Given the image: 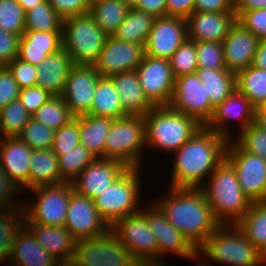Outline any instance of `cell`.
Returning a JSON list of instances; mask_svg holds the SVG:
<instances>
[{"mask_svg": "<svg viewBox=\"0 0 266 266\" xmlns=\"http://www.w3.org/2000/svg\"><path fill=\"white\" fill-rule=\"evenodd\" d=\"M237 21L260 41L266 40V9L245 11Z\"/></svg>", "mask_w": 266, "mask_h": 266, "instance_id": "cell-50", "label": "cell"}, {"mask_svg": "<svg viewBox=\"0 0 266 266\" xmlns=\"http://www.w3.org/2000/svg\"><path fill=\"white\" fill-rule=\"evenodd\" d=\"M144 55V45L123 42L113 36H108L93 66L101 77H110L136 70Z\"/></svg>", "mask_w": 266, "mask_h": 266, "instance_id": "cell-17", "label": "cell"}, {"mask_svg": "<svg viewBox=\"0 0 266 266\" xmlns=\"http://www.w3.org/2000/svg\"><path fill=\"white\" fill-rule=\"evenodd\" d=\"M144 119L146 148L155 147L170 154L203 126L195 118L179 113L170 106H154L144 115Z\"/></svg>", "mask_w": 266, "mask_h": 266, "instance_id": "cell-5", "label": "cell"}, {"mask_svg": "<svg viewBox=\"0 0 266 266\" xmlns=\"http://www.w3.org/2000/svg\"><path fill=\"white\" fill-rule=\"evenodd\" d=\"M255 109L250 100L236 88L222 103L214 107L213 113L204 127L231 140L233 135L230 133L227 122L232 119L236 121L241 133L247 126L255 122Z\"/></svg>", "mask_w": 266, "mask_h": 266, "instance_id": "cell-20", "label": "cell"}, {"mask_svg": "<svg viewBox=\"0 0 266 266\" xmlns=\"http://www.w3.org/2000/svg\"><path fill=\"white\" fill-rule=\"evenodd\" d=\"M255 124H266V103L255 109Z\"/></svg>", "mask_w": 266, "mask_h": 266, "instance_id": "cell-61", "label": "cell"}, {"mask_svg": "<svg viewBox=\"0 0 266 266\" xmlns=\"http://www.w3.org/2000/svg\"><path fill=\"white\" fill-rule=\"evenodd\" d=\"M169 61L174 78L194 74L198 69L196 42L187 39Z\"/></svg>", "mask_w": 266, "mask_h": 266, "instance_id": "cell-43", "label": "cell"}, {"mask_svg": "<svg viewBox=\"0 0 266 266\" xmlns=\"http://www.w3.org/2000/svg\"><path fill=\"white\" fill-rule=\"evenodd\" d=\"M195 73L204 83L206 95L213 107L222 103L237 88L236 74L228 69L198 68Z\"/></svg>", "mask_w": 266, "mask_h": 266, "instance_id": "cell-32", "label": "cell"}, {"mask_svg": "<svg viewBox=\"0 0 266 266\" xmlns=\"http://www.w3.org/2000/svg\"><path fill=\"white\" fill-rule=\"evenodd\" d=\"M153 201L168 221L199 250L220 223L201 188H172Z\"/></svg>", "mask_w": 266, "mask_h": 266, "instance_id": "cell-2", "label": "cell"}, {"mask_svg": "<svg viewBox=\"0 0 266 266\" xmlns=\"http://www.w3.org/2000/svg\"><path fill=\"white\" fill-rule=\"evenodd\" d=\"M90 115L117 119L126 116L118 92L109 77H101L95 89Z\"/></svg>", "mask_w": 266, "mask_h": 266, "instance_id": "cell-34", "label": "cell"}, {"mask_svg": "<svg viewBox=\"0 0 266 266\" xmlns=\"http://www.w3.org/2000/svg\"><path fill=\"white\" fill-rule=\"evenodd\" d=\"M198 256L197 266H210V260L227 266H262L261 251L236 224H220L198 250Z\"/></svg>", "mask_w": 266, "mask_h": 266, "instance_id": "cell-4", "label": "cell"}, {"mask_svg": "<svg viewBox=\"0 0 266 266\" xmlns=\"http://www.w3.org/2000/svg\"><path fill=\"white\" fill-rule=\"evenodd\" d=\"M62 24L48 0L25 12V31L62 32Z\"/></svg>", "mask_w": 266, "mask_h": 266, "instance_id": "cell-39", "label": "cell"}, {"mask_svg": "<svg viewBox=\"0 0 266 266\" xmlns=\"http://www.w3.org/2000/svg\"><path fill=\"white\" fill-rule=\"evenodd\" d=\"M101 76L93 65H73L61 98L74 117L90 114L97 83Z\"/></svg>", "mask_w": 266, "mask_h": 266, "instance_id": "cell-16", "label": "cell"}, {"mask_svg": "<svg viewBox=\"0 0 266 266\" xmlns=\"http://www.w3.org/2000/svg\"><path fill=\"white\" fill-rule=\"evenodd\" d=\"M32 118L53 130H58L75 117L61 96H53L32 115Z\"/></svg>", "mask_w": 266, "mask_h": 266, "instance_id": "cell-41", "label": "cell"}, {"mask_svg": "<svg viewBox=\"0 0 266 266\" xmlns=\"http://www.w3.org/2000/svg\"><path fill=\"white\" fill-rule=\"evenodd\" d=\"M201 189L220 224H236L252 204L240 188L235 168L226 158Z\"/></svg>", "mask_w": 266, "mask_h": 266, "instance_id": "cell-3", "label": "cell"}, {"mask_svg": "<svg viewBox=\"0 0 266 266\" xmlns=\"http://www.w3.org/2000/svg\"><path fill=\"white\" fill-rule=\"evenodd\" d=\"M20 90L7 66H0V109L19 98Z\"/></svg>", "mask_w": 266, "mask_h": 266, "instance_id": "cell-52", "label": "cell"}, {"mask_svg": "<svg viewBox=\"0 0 266 266\" xmlns=\"http://www.w3.org/2000/svg\"><path fill=\"white\" fill-rule=\"evenodd\" d=\"M225 158L233 165L240 188L252 202L266 201V160L245 151L232 138L228 140Z\"/></svg>", "mask_w": 266, "mask_h": 266, "instance_id": "cell-11", "label": "cell"}, {"mask_svg": "<svg viewBox=\"0 0 266 266\" xmlns=\"http://www.w3.org/2000/svg\"><path fill=\"white\" fill-rule=\"evenodd\" d=\"M10 259L20 266H60V262L36 241L25 225L17 233Z\"/></svg>", "mask_w": 266, "mask_h": 266, "instance_id": "cell-29", "label": "cell"}, {"mask_svg": "<svg viewBox=\"0 0 266 266\" xmlns=\"http://www.w3.org/2000/svg\"><path fill=\"white\" fill-rule=\"evenodd\" d=\"M187 39L186 19L173 16L156 17L144 46L145 54L169 60Z\"/></svg>", "mask_w": 266, "mask_h": 266, "instance_id": "cell-18", "label": "cell"}, {"mask_svg": "<svg viewBox=\"0 0 266 266\" xmlns=\"http://www.w3.org/2000/svg\"><path fill=\"white\" fill-rule=\"evenodd\" d=\"M31 118L19 98L12 100L0 109L1 137H17Z\"/></svg>", "mask_w": 266, "mask_h": 266, "instance_id": "cell-40", "label": "cell"}, {"mask_svg": "<svg viewBox=\"0 0 266 266\" xmlns=\"http://www.w3.org/2000/svg\"><path fill=\"white\" fill-rule=\"evenodd\" d=\"M258 125L261 129L266 131V124H256Z\"/></svg>", "mask_w": 266, "mask_h": 266, "instance_id": "cell-67", "label": "cell"}, {"mask_svg": "<svg viewBox=\"0 0 266 266\" xmlns=\"http://www.w3.org/2000/svg\"><path fill=\"white\" fill-rule=\"evenodd\" d=\"M234 8L238 18L245 11L266 9V0H234Z\"/></svg>", "mask_w": 266, "mask_h": 266, "instance_id": "cell-59", "label": "cell"}, {"mask_svg": "<svg viewBox=\"0 0 266 266\" xmlns=\"http://www.w3.org/2000/svg\"><path fill=\"white\" fill-rule=\"evenodd\" d=\"M259 41L236 21L222 42L226 69L237 74L252 65Z\"/></svg>", "mask_w": 266, "mask_h": 266, "instance_id": "cell-23", "label": "cell"}, {"mask_svg": "<svg viewBox=\"0 0 266 266\" xmlns=\"http://www.w3.org/2000/svg\"><path fill=\"white\" fill-rule=\"evenodd\" d=\"M61 178L58 159L51 149L33 150L30 161L29 190L48 185H58Z\"/></svg>", "mask_w": 266, "mask_h": 266, "instance_id": "cell-31", "label": "cell"}, {"mask_svg": "<svg viewBox=\"0 0 266 266\" xmlns=\"http://www.w3.org/2000/svg\"><path fill=\"white\" fill-rule=\"evenodd\" d=\"M236 87L255 108L266 103V70L253 65L236 74Z\"/></svg>", "mask_w": 266, "mask_h": 266, "instance_id": "cell-37", "label": "cell"}, {"mask_svg": "<svg viewBox=\"0 0 266 266\" xmlns=\"http://www.w3.org/2000/svg\"><path fill=\"white\" fill-rule=\"evenodd\" d=\"M140 170L141 168H128L93 199L97 212L110 228L120 219L141 211Z\"/></svg>", "mask_w": 266, "mask_h": 266, "instance_id": "cell-7", "label": "cell"}, {"mask_svg": "<svg viewBox=\"0 0 266 266\" xmlns=\"http://www.w3.org/2000/svg\"><path fill=\"white\" fill-rule=\"evenodd\" d=\"M62 49V32L24 31L19 39L18 58L34 66Z\"/></svg>", "mask_w": 266, "mask_h": 266, "instance_id": "cell-28", "label": "cell"}, {"mask_svg": "<svg viewBox=\"0 0 266 266\" xmlns=\"http://www.w3.org/2000/svg\"><path fill=\"white\" fill-rule=\"evenodd\" d=\"M136 72L147 99L154 106H168L175 83L170 61L145 54Z\"/></svg>", "mask_w": 266, "mask_h": 266, "instance_id": "cell-14", "label": "cell"}, {"mask_svg": "<svg viewBox=\"0 0 266 266\" xmlns=\"http://www.w3.org/2000/svg\"><path fill=\"white\" fill-rule=\"evenodd\" d=\"M4 261H6V262H12V264L9 265V266H20L18 263H16L15 261L11 260L10 258L4 259V260H0V263L1 262L4 263Z\"/></svg>", "mask_w": 266, "mask_h": 266, "instance_id": "cell-65", "label": "cell"}, {"mask_svg": "<svg viewBox=\"0 0 266 266\" xmlns=\"http://www.w3.org/2000/svg\"><path fill=\"white\" fill-rule=\"evenodd\" d=\"M24 225L36 241L60 263L75 257L77 240L65 226Z\"/></svg>", "mask_w": 266, "mask_h": 266, "instance_id": "cell-25", "label": "cell"}, {"mask_svg": "<svg viewBox=\"0 0 266 266\" xmlns=\"http://www.w3.org/2000/svg\"><path fill=\"white\" fill-rule=\"evenodd\" d=\"M54 133L55 130L31 118L17 137L33 150L51 149Z\"/></svg>", "mask_w": 266, "mask_h": 266, "instance_id": "cell-45", "label": "cell"}, {"mask_svg": "<svg viewBox=\"0 0 266 266\" xmlns=\"http://www.w3.org/2000/svg\"><path fill=\"white\" fill-rule=\"evenodd\" d=\"M65 227L77 241L100 236L110 230L97 212L93 200L76 193L74 189L66 212Z\"/></svg>", "mask_w": 266, "mask_h": 266, "instance_id": "cell-19", "label": "cell"}, {"mask_svg": "<svg viewBox=\"0 0 266 266\" xmlns=\"http://www.w3.org/2000/svg\"><path fill=\"white\" fill-rule=\"evenodd\" d=\"M252 65L266 70V40L259 41Z\"/></svg>", "mask_w": 266, "mask_h": 266, "instance_id": "cell-60", "label": "cell"}, {"mask_svg": "<svg viewBox=\"0 0 266 266\" xmlns=\"http://www.w3.org/2000/svg\"><path fill=\"white\" fill-rule=\"evenodd\" d=\"M100 1V0H88L89 4L92 5L93 3Z\"/></svg>", "mask_w": 266, "mask_h": 266, "instance_id": "cell-68", "label": "cell"}, {"mask_svg": "<svg viewBox=\"0 0 266 266\" xmlns=\"http://www.w3.org/2000/svg\"><path fill=\"white\" fill-rule=\"evenodd\" d=\"M74 258L84 266H141L111 229L77 241Z\"/></svg>", "mask_w": 266, "mask_h": 266, "instance_id": "cell-12", "label": "cell"}, {"mask_svg": "<svg viewBox=\"0 0 266 266\" xmlns=\"http://www.w3.org/2000/svg\"><path fill=\"white\" fill-rule=\"evenodd\" d=\"M236 226L261 251L266 246V201L252 203Z\"/></svg>", "mask_w": 266, "mask_h": 266, "instance_id": "cell-36", "label": "cell"}, {"mask_svg": "<svg viewBox=\"0 0 266 266\" xmlns=\"http://www.w3.org/2000/svg\"><path fill=\"white\" fill-rule=\"evenodd\" d=\"M19 5L23 8L24 12L29 11L37 4L44 2L46 0H17Z\"/></svg>", "mask_w": 266, "mask_h": 266, "instance_id": "cell-62", "label": "cell"}, {"mask_svg": "<svg viewBox=\"0 0 266 266\" xmlns=\"http://www.w3.org/2000/svg\"><path fill=\"white\" fill-rule=\"evenodd\" d=\"M0 29L22 36L25 31V12L17 0H0Z\"/></svg>", "mask_w": 266, "mask_h": 266, "instance_id": "cell-44", "label": "cell"}, {"mask_svg": "<svg viewBox=\"0 0 266 266\" xmlns=\"http://www.w3.org/2000/svg\"><path fill=\"white\" fill-rule=\"evenodd\" d=\"M123 1L129 3L133 7L139 0H123Z\"/></svg>", "mask_w": 266, "mask_h": 266, "instance_id": "cell-66", "label": "cell"}, {"mask_svg": "<svg viewBox=\"0 0 266 266\" xmlns=\"http://www.w3.org/2000/svg\"><path fill=\"white\" fill-rule=\"evenodd\" d=\"M107 38L90 13L63 19L62 48L74 65H93Z\"/></svg>", "mask_w": 266, "mask_h": 266, "instance_id": "cell-6", "label": "cell"}, {"mask_svg": "<svg viewBox=\"0 0 266 266\" xmlns=\"http://www.w3.org/2000/svg\"><path fill=\"white\" fill-rule=\"evenodd\" d=\"M132 8L123 0H100L90 5L89 13L107 36H113Z\"/></svg>", "mask_w": 266, "mask_h": 266, "instance_id": "cell-33", "label": "cell"}, {"mask_svg": "<svg viewBox=\"0 0 266 266\" xmlns=\"http://www.w3.org/2000/svg\"><path fill=\"white\" fill-rule=\"evenodd\" d=\"M79 121L80 144L96 158H105V141L114 119L90 114L75 117Z\"/></svg>", "mask_w": 266, "mask_h": 266, "instance_id": "cell-30", "label": "cell"}, {"mask_svg": "<svg viewBox=\"0 0 266 266\" xmlns=\"http://www.w3.org/2000/svg\"><path fill=\"white\" fill-rule=\"evenodd\" d=\"M31 191L37 197H34L33 203L22 202L24 224L65 226L66 212L73 193L72 183L64 182L58 185L39 186L31 189Z\"/></svg>", "mask_w": 266, "mask_h": 266, "instance_id": "cell-9", "label": "cell"}, {"mask_svg": "<svg viewBox=\"0 0 266 266\" xmlns=\"http://www.w3.org/2000/svg\"><path fill=\"white\" fill-rule=\"evenodd\" d=\"M198 68L226 69L223 44L211 41H196Z\"/></svg>", "mask_w": 266, "mask_h": 266, "instance_id": "cell-46", "label": "cell"}, {"mask_svg": "<svg viewBox=\"0 0 266 266\" xmlns=\"http://www.w3.org/2000/svg\"><path fill=\"white\" fill-rule=\"evenodd\" d=\"M195 0H166V16L187 19L194 12Z\"/></svg>", "mask_w": 266, "mask_h": 266, "instance_id": "cell-57", "label": "cell"}, {"mask_svg": "<svg viewBox=\"0 0 266 266\" xmlns=\"http://www.w3.org/2000/svg\"><path fill=\"white\" fill-rule=\"evenodd\" d=\"M168 106L195 118L203 126L210 119L214 109L206 95L204 83L199 80L196 73L175 78L174 91Z\"/></svg>", "mask_w": 266, "mask_h": 266, "instance_id": "cell-15", "label": "cell"}, {"mask_svg": "<svg viewBox=\"0 0 266 266\" xmlns=\"http://www.w3.org/2000/svg\"><path fill=\"white\" fill-rule=\"evenodd\" d=\"M194 12H235L234 0H195Z\"/></svg>", "mask_w": 266, "mask_h": 266, "instance_id": "cell-56", "label": "cell"}, {"mask_svg": "<svg viewBox=\"0 0 266 266\" xmlns=\"http://www.w3.org/2000/svg\"><path fill=\"white\" fill-rule=\"evenodd\" d=\"M80 144L79 121L74 118L68 124L55 130L51 150L59 157Z\"/></svg>", "mask_w": 266, "mask_h": 266, "instance_id": "cell-47", "label": "cell"}, {"mask_svg": "<svg viewBox=\"0 0 266 266\" xmlns=\"http://www.w3.org/2000/svg\"><path fill=\"white\" fill-rule=\"evenodd\" d=\"M21 190L18 186H16L10 178L7 176V174L2 170L0 166V208L5 209H14V208H22L18 206L20 203H16L13 198H17L16 192H20ZM15 195V196H14ZM12 200V201H11ZM16 203V204H15Z\"/></svg>", "mask_w": 266, "mask_h": 266, "instance_id": "cell-55", "label": "cell"}, {"mask_svg": "<svg viewBox=\"0 0 266 266\" xmlns=\"http://www.w3.org/2000/svg\"><path fill=\"white\" fill-rule=\"evenodd\" d=\"M141 212L146 216L149 227L158 243V266H164L165 254L179 255L191 260H198V250L166 218L160 208L152 201ZM161 257V258H160Z\"/></svg>", "mask_w": 266, "mask_h": 266, "instance_id": "cell-13", "label": "cell"}, {"mask_svg": "<svg viewBox=\"0 0 266 266\" xmlns=\"http://www.w3.org/2000/svg\"><path fill=\"white\" fill-rule=\"evenodd\" d=\"M235 141L245 150L266 160V131L255 123L247 126Z\"/></svg>", "mask_w": 266, "mask_h": 266, "instance_id": "cell-48", "label": "cell"}, {"mask_svg": "<svg viewBox=\"0 0 266 266\" xmlns=\"http://www.w3.org/2000/svg\"><path fill=\"white\" fill-rule=\"evenodd\" d=\"M110 229L141 266H158L157 239L141 211L120 219Z\"/></svg>", "mask_w": 266, "mask_h": 266, "instance_id": "cell-10", "label": "cell"}, {"mask_svg": "<svg viewBox=\"0 0 266 266\" xmlns=\"http://www.w3.org/2000/svg\"><path fill=\"white\" fill-rule=\"evenodd\" d=\"M20 36L0 29V66H6L18 57Z\"/></svg>", "mask_w": 266, "mask_h": 266, "instance_id": "cell-54", "label": "cell"}, {"mask_svg": "<svg viewBox=\"0 0 266 266\" xmlns=\"http://www.w3.org/2000/svg\"><path fill=\"white\" fill-rule=\"evenodd\" d=\"M96 157L83 145L72 148L64 155L57 157L61 178L65 182H72L79 173Z\"/></svg>", "mask_w": 266, "mask_h": 266, "instance_id": "cell-42", "label": "cell"}, {"mask_svg": "<svg viewBox=\"0 0 266 266\" xmlns=\"http://www.w3.org/2000/svg\"><path fill=\"white\" fill-rule=\"evenodd\" d=\"M60 266H84V265L78 262L75 258H72L60 263Z\"/></svg>", "mask_w": 266, "mask_h": 266, "instance_id": "cell-63", "label": "cell"}, {"mask_svg": "<svg viewBox=\"0 0 266 266\" xmlns=\"http://www.w3.org/2000/svg\"><path fill=\"white\" fill-rule=\"evenodd\" d=\"M106 136L105 158L119 160L128 168L143 166L140 164L146 149L144 116L126 115L114 119Z\"/></svg>", "mask_w": 266, "mask_h": 266, "instance_id": "cell-8", "label": "cell"}, {"mask_svg": "<svg viewBox=\"0 0 266 266\" xmlns=\"http://www.w3.org/2000/svg\"><path fill=\"white\" fill-rule=\"evenodd\" d=\"M20 89L37 85V66L16 57L7 65Z\"/></svg>", "mask_w": 266, "mask_h": 266, "instance_id": "cell-49", "label": "cell"}, {"mask_svg": "<svg viewBox=\"0 0 266 266\" xmlns=\"http://www.w3.org/2000/svg\"><path fill=\"white\" fill-rule=\"evenodd\" d=\"M32 154L33 149L18 137L0 139V166L12 182L25 191L29 189Z\"/></svg>", "mask_w": 266, "mask_h": 266, "instance_id": "cell-22", "label": "cell"}, {"mask_svg": "<svg viewBox=\"0 0 266 266\" xmlns=\"http://www.w3.org/2000/svg\"><path fill=\"white\" fill-rule=\"evenodd\" d=\"M154 20L155 17L152 14L133 7L113 37L123 42L145 46Z\"/></svg>", "mask_w": 266, "mask_h": 266, "instance_id": "cell-35", "label": "cell"}, {"mask_svg": "<svg viewBox=\"0 0 266 266\" xmlns=\"http://www.w3.org/2000/svg\"><path fill=\"white\" fill-rule=\"evenodd\" d=\"M261 262L262 266L266 265V246L261 250Z\"/></svg>", "mask_w": 266, "mask_h": 266, "instance_id": "cell-64", "label": "cell"}, {"mask_svg": "<svg viewBox=\"0 0 266 266\" xmlns=\"http://www.w3.org/2000/svg\"><path fill=\"white\" fill-rule=\"evenodd\" d=\"M51 97L48 91L38 85L20 90L19 99L30 115H33Z\"/></svg>", "mask_w": 266, "mask_h": 266, "instance_id": "cell-51", "label": "cell"}, {"mask_svg": "<svg viewBox=\"0 0 266 266\" xmlns=\"http://www.w3.org/2000/svg\"><path fill=\"white\" fill-rule=\"evenodd\" d=\"M236 21L235 12H193L186 19L188 39L222 43Z\"/></svg>", "mask_w": 266, "mask_h": 266, "instance_id": "cell-24", "label": "cell"}, {"mask_svg": "<svg viewBox=\"0 0 266 266\" xmlns=\"http://www.w3.org/2000/svg\"><path fill=\"white\" fill-rule=\"evenodd\" d=\"M57 14L65 19L67 17L89 13L88 0H48Z\"/></svg>", "mask_w": 266, "mask_h": 266, "instance_id": "cell-53", "label": "cell"}, {"mask_svg": "<svg viewBox=\"0 0 266 266\" xmlns=\"http://www.w3.org/2000/svg\"><path fill=\"white\" fill-rule=\"evenodd\" d=\"M227 143L225 137L202 126L173 153L170 187L201 188L204 179L225 159Z\"/></svg>", "mask_w": 266, "mask_h": 266, "instance_id": "cell-1", "label": "cell"}, {"mask_svg": "<svg viewBox=\"0 0 266 266\" xmlns=\"http://www.w3.org/2000/svg\"><path fill=\"white\" fill-rule=\"evenodd\" d=\"M133 7L156 17L166 16V0H139Z\"/></svg>", "mask_w": 266, "mask_h": 266, "instance_id": "cell-58", "label": "cell"}, {"mask_svg": "<svg viewBox=\"0 0 266 266\" xmlns=\"http://www.w3.org/2000/svg\"><path fill=\"white\" fill-rule=\"evenodd\" d=\"M127 169L128 167L119 160L95 158L71 183L76 193L93 200Z\"/></svg>", "mask_w": 266, "mask_h": 266, "instance_id": "cell-21", "label": "cell"}, {"mask_svg": "<svg viewBox=\"0 0 266 266\" xmlns=\"http://www.w3.org/2000/svg\"><path fill=\"white\" fill-rule=\"evenodd\" d=\"M24 221L22 208H0V260L10 258L17 233Z\"/></svg>", "mask_w": 266, "mask_h": 266, "instance_id": "cell-38", "label": "cell"}, {"mask_svg": "<svg viewBox=\"0 0 266 266\" xmlns=\"http://www.w3.org/2000/svg\"><path fill=\"white\" fill-rule=\"evenodd\" d=\"M109 78L118 92L123 111L127 115L144 116L154 107L144 95L136 70L122 72Z\"/></svg>", "mask_w": 266, "mask_h": 266, "instance_id": "cell-26", "label": "cell"}, {"mask_svg": "<svg viewBox=\"0 0 266 266\" xmlns=\"http://www.w3.org/2000/svg\"><path fill=\"white\" fill-rule=\"evenodd\" d=\"M73 65L63 48L48 55L37 65V85L53 96H61Z\"/></svg>", "mask_w": 266, "mask_h": 266, "instance_id": "cell-27", "label": "cell"}]
</instances>
